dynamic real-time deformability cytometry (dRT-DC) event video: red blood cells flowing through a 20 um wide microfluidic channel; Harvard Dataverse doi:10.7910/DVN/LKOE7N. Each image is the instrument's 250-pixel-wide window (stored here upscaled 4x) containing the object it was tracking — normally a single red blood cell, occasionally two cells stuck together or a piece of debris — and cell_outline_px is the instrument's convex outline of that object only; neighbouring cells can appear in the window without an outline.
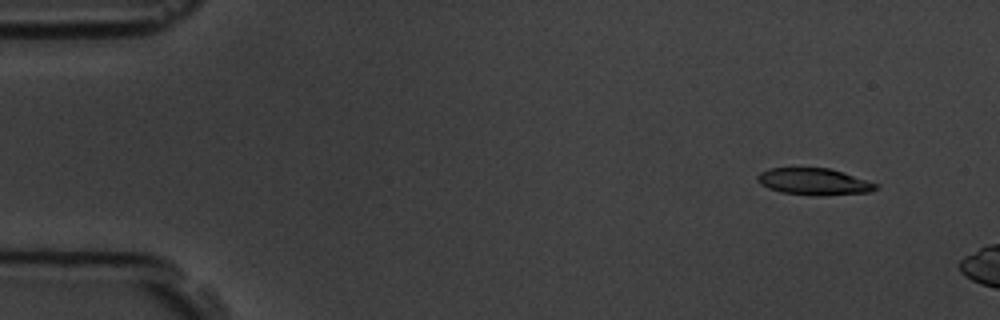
{"species": "common noctule bat (a hibernating species)", "species_latin": "Nyctalus noctula", "temperature_condition": "room temperature", "stored_images_in_passage": 4, "camera_frame_rate_fps": 3000, "um_per_image_px": 0.085, "animal": {"sex": "male", "body_mass_g": 19.5, "forearm_length_mm": 54.6}, "frame": {"image": 1, "passage_image": 2, "time_ms": 1.0, "image_size_px": [1000, 320], "cell_outline_px": [[880, 184], [876, 188], [868, 192], [816, 196], [780, 192], [768, 188], [760, 184], [756, 180], [756, 176], [760, 172], [768, 168], [828, 168]], "centroid_in_image_um": [69.13, 15.44], "position_along_channel_um": 15.9, "area_um2": 18.38}}